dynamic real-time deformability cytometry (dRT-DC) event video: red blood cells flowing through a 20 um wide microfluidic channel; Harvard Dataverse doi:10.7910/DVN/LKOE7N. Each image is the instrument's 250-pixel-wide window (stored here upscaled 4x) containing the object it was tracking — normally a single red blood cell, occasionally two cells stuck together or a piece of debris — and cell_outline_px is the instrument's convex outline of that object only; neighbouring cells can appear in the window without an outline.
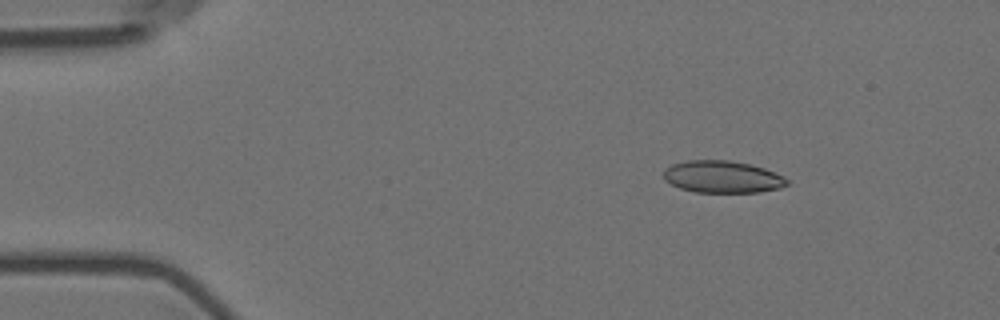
{"species": "Egyptian fruit bat (a non-hibernating species)", "species_latin": "Rousettus aegyptiacus", "temperature_condition": "room temperature", "stored_images_in_passage": 3, "camera_frame_rate_fps": 3000, "um_per_image_px": 0.085, "animal": {"sex": "female"}, "frame": {"image": 1, "passage_image": 1, "time_ms": 0.0, "image_size_px": [1000, 320], "cell_outline_px": [[788, 184], [780, 188], [760, 192], [696, 192], [680, 188], [664, 180], [664, 168], [672, 164], [688, 160], [728, 160], [748, 164], [764, 168], [784, 176], [788, 180]], "centroid_in_image_um": [61.4, 15.03], "position_along_channel_um": 23.6, "area_um2": 23.06}}